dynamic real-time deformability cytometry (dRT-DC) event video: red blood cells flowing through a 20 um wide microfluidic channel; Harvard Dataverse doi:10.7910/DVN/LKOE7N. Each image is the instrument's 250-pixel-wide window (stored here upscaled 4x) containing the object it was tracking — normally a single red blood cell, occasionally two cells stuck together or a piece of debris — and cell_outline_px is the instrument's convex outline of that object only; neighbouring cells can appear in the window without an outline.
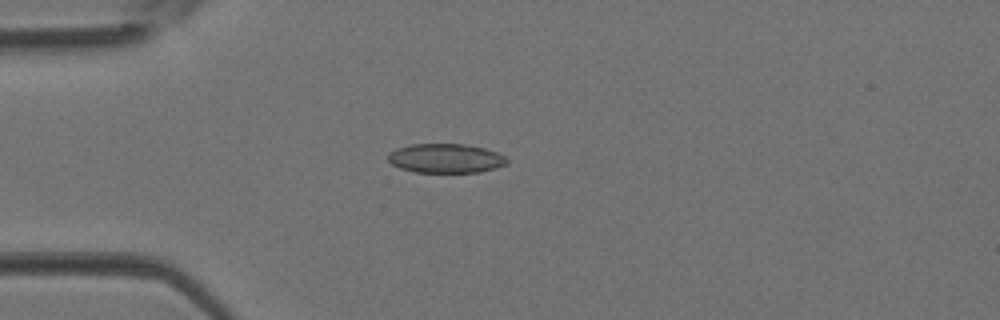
{"species": "Egyptian fruit bat (a non-hibernating species)", "species_latin": "Rousettus aegyptiacus", "temperature_condition": "room temperature", "stored_images_in_passage": 4, "camera_frame_rate_fps": 3000, "um_per_image_px": 0.085, "animal": {"sex": "female"}, "frame": {"image": 1, "passage_image": 4, "time_ms": 1.0, "image_size_px": [1000, 320], "cell_outline_px": [[508, 164], [496, 168], [480, 172], [416, 172], [400, 168], [392, 164], [388, 160], [388, 152], [396, 148], [412, 144], [464, 144], [484, 148], [496, 152], [504, 156], [508, 160]], "centroid_in_image_um": [37.88, 13.46], "position_along_channel_um": 47.1, "area_um2": 20.29}}